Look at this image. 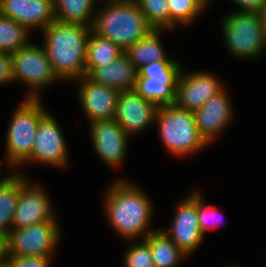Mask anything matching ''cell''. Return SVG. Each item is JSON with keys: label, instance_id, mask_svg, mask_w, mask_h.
<instances>
[{"label": "cell", "instance_id": "6", "mask_svg": "<svg viewBox=\"0 0 266 267\" xmlns=\"http://www.w3.org/2000/svg\"><path fill=\"white\" fill-rule=\"evenodd\" d=\"M226 47L231 54L243 58H257L266 46V27L260 14L234 12L222 21Z\"/></svg>", "mask_w": 266, "mask_h": 267}, {"label": "cell", "instance_id": "21", "mask_svg": "<svg viewBox=\"0 0 266 267\" xmlns=\"http://www.w3.org/2000/svg\"><path fill=\"white\" fill-rule=\"evenodd\" d=\"M96 0H54L55 20L63 23L93 26Z\"/></svg>", "mask_w": 266, "mask_h": 267}, {"label": "cell", "instance_id": "1", "mask_svg": "<svg viewBox=\"0 0 266 267\" xmlns=\"http://www.w3.org/2000/svg\"><path fill=\"white\" fill-rule=\"evenodd\" d=\"M105 212L108 222L120 236L143 240L153 231L148 229L152 216L150 198L133 183L117 180L106 192Z\"/></svg>", "mask_w": 266, "mask_h": 267}, {"label": "cell", "instance_id": "26", "mask_svg": "<svg viewBox=\"0 0 266 267\" xmlns=\"http://www.w3.org/2000/svg\"><path fill=\"white\" fill-rule=\"evenodd\" d=\"M207 0H168L170 29L176 24H188L203 12Z\"/></svg>", "mask_w": 266, "mask_h": 267}, {"label": "cell", "instance_id": "12", "mask_svg": "<svg viewBox=\"0 0 266 267\" xmlns=\"http://www.w3.org/2000/svg\"><path fill=\"white\" fill-rule=\"evenodd\" d=\"M170 226L169 231H163L185 255H190L199 247L204 235L197 217V192L178 205Z\"/></svg>", "mask_w": 266, "mask_h": 267}, {"label": "cell", "instance_id": "27", "mask_svg": "<svg viewBox=\"0 0 266 267\" xmlns=\"http://www.w3.org/2000/svg\"><path fill=\"white\" fill-rule=\"evenodd\" d=\"M179 61H156L137 70V78H150V81H178L182 72Z\"/></svg>", "mask_w": 266, "mask_h": 267}, {"label": "cell", "instance_id": "17", "mask_svg": "<svg viewBox=\"0 0 266 267\" xmlns=\"http://www.w3.org/2000/svg\"><path fill=\"white\" fill-rule=\"evenodd\" d=\"M225 89L194 111L201 136L209 144L227 126L232 118V107Z\"/></svg>", "mask_w": 266, "mask_h": 267}, {"label": "cell", "instance_id": "32", "mask_svg": "<svg viewBox=\"0 0 266 267\" xmlns=\"http://www.w3.org/2000/svg\"><path fill=\"white\" fill-rule=\"evenodd\" d=\"M13 81L14 79L11 54L0 52V84Z\"/></svg>", "mask_w": 266, "mask_h": 267}, {"label": "cell", "instance_id": "30", "mask_svg": "<svg viewBox=\"0 0 266 267\" xmlns=\"http://www.w3.org/2000/svg\"><path fill=\"white\" fill-rule=\"evenodd\" d=\"M202 199L203 198L201 197V195L197 192V217H198L201 232L204 235L206 230H210V229L218 227L220 223L218 222V220L220 218L218 217L219 212L216 210L217 208L211 205L206 206L204 204L205 202Z\"/></svg>", "mask_w": 266, "mask_h": 267}, {"label": "cell", "instance_id": "31", "mask_svg": "<svg viewBox=\"0 0 266 267\" xmlns=\"http://www.w3.org/2000/svg\"><path fill=\"white\" fill-rule=\"evenodd\" d=\"M50 260V257L40 256H7V261L11 264L12 267H50Z\"/></svg>", "mask_w": 266, "mask_h": 267}, {"label": "cell", "instance_id": "18", "mask_svg": "<svg viewBox=\"0 0 266 267\" xmlns=\"http://www.w3.org/2000/svg\"><path fill=\"white\" fill-rule=\"evenodd\" d=\"M137 69L125 52L108 65L94 67L87 76L94 82L113 87L119 91L135 90Z\"/></svg>", "mask_w": 266, "mask_h": 267}, {"label": "cell", "instance_id": "25", "mask_svg": "<svg viewBox=\"0 0 266 267\" xmlns=\"http://www.w3.org/2000/svg\"><path fill=\"white\" fill-rule=\"evenodd\" d=\"M28 31L14 19L0 14V52L11 54L27 45Z\"/></svg>", "mask_w": 266, "mask_h": 267}, {"label": "cell", "instance_id": "19", "mask_svg": "<svg viewBox=\"0 0 266 267\" xmlns=\"http://www.w3.org/2000/svg\"><path fill=\"white\" fill-rule=\"evenodd\" d=\"M162 31L163 30L154 29L146 38H143L132 46H129L124 51L137 70L144 65L156 61L173 60L168 58L162 47L160 40Z\"/></svg>", "mask_w": 266, "mask_h": 267}, {"label": "cell", "instance_id": "7", "mask_svg": "<svg viewBox=\"0 0 266 267\" xmlns=\"http://www.w3.org/2000/svg\"><path fill=\"white\" fill-rule=\"evenodd\" d=\"M13 79L23 81L30 87L28 98L37 99L38 90L59 78L44 47L28 43L11 53ZM38 89V90H37Z\"/></svg>", "mask_w": 266, "mask_h": 267}, {"label": "cell", "instance_id": "11", "mask_svg": "<svg viewBox=\"0 0 266 267\" xmlns=\"http://www.w3.org/2000/svg\"><path fill=\"white\" fill-rule=\"evenodd\" d=\"M223 89L215 75L202 71L188 74L183 72L182 68L174 104L181 109L194 112Z\"/></svg>", "mask_w": 266, "mask_h": 267}, {"label": "cell", "instance_id": "8", "mask_svg": "<svg viewBox=\"0 0 266 267\" xmlns=\"http://www.w3.org/2000/svg\"><path fill=\"white\" fill-rule=\"evenodd\" d=\"M59 232L57 221L13 229L7 237L8 256L51 257L50 254L60 239Z\"/></svg>", "mask_w": 266, "mask_h": 267}, {"label": "cell", "instance_id": "15", "mask_svg": "<svg viewBox=\"0 0 266 267\" xmlns=\"http://www.w3.org/2000/svg\"><path fill=\"white\" fill-rule=\"evenodd\" d=\"M78 79L81 83L79 85L80 102L90 123L113 119L115 117L117 99L120 91L113 87L94 82L87 75Z\"/></svg>", "mask_w": 266, "mask_h": 267}, {"label": "cell", "instance_id": "13", "mask_svg": "<svg viewBox=\"0 0 266 267\" xmlns=\"http://www.w3.org/2000/svg\"><path fill=\"white\" fill-rule=\"evenodd\" d=\"M158 106L143 99L135 90L120 91L114 119L132 135L154 123Z\"/></svg>", "mask_w": 266, "mask_h": 267}, {"label": "cell", "instance_id": "34", "mask_svg": "<svg viewBox=\"0 0 266 267\" xmlns=\"http://www.w3.org/2000/svg\"><path fill=\"white\" fill-rule=\"evenodd\" d=\"M8 247H7V237L0 235V264L7 260Z\"/></svg>", "mask_w": 266, "mask_h": 267}, {"label": "cell", "instance_id": "9", "mask_svg": "<svg viewBox=\"0 0 266 267\" xmlns=\"http://www.w3.org/2000/svg\"><path fill=\"white\" fill-rule=\"evenodd\" d=\"M51 202L41 187L30 185L20 174V193L13 218V229L56 221Z\"/></svg>", "mask_w": 266, "mask_h": 267}, {"label": "cell", "instance_id": "20", "mask_svg": "<svg viewBox=\"0 0 266 267\" xmlns=\"http://www.w3.org/2000/svg\"><path fill=\"white\" fill-rule=\"evenodd\" d=\"M20 193V174H12L0 183V235L8 237Z\"/></svg>", "mask_w": 266, "mask_h": 267}, {"label": "cell", "instance_id": "23", "mask_svg": "<svg viewBox=\"0 0 266 267\" xmlns=\"http://www.w3.org/2000/svg\"><path fill=\"white\" fill-rule=\"evenodd\" d=\"M124 52L110 39L96 34L93 30L89 35L86 50V75L94 68L108 65Z\"/></svg>", "mask_w": 266, "mask_h": 267}, {"label": "cell", "instance_id": "29", "mask_svg": "<svg viewBox=\"0 0 266 267\" xmlns=\"http://www.w3.org/2000/svg\"><path fill=\"white\" fill-rule=\"evenodd\" d=\"M124 256L125 267H156L151 249L144 240L129 247Z\"/></svg>", "mask_w": 266, "mask_h": 267}, {"label": "cell", "instance_id": "3", "mask_svg": "<svg viewBox=\"0 0 266 267\" xmlns=\"http://www.w3.org/2000/svg\"><path fill=\"white\" fill-rule=\"evenodd\" d=\"M103 7L95 14L92 30L124 51L154 30L135 0L107 1Z\"/></svg>", "mask_w": 266, "mask_h": 267}, {"label": "cell", "instance_id": "36", "mask_svg": "<svg viewBox=\"0 0 266 267\" xmlns=\"http://www.w3.org/2000/svg\"><path fill=\"white\" fill-rule=\"evenodd\" d=\"M0 267H12L11 264L6 260L5 262L0 264Z\"/></svg>", "mask_w": 266, "mask_h": 267}, {"label": "cell", "instance_id": "14", "mask_svg": "<svg viewBox=\"0 0 266 267\" xmlns=\"http://www.w3.org/2000/svg\"><path fill=\"white\" fill-rule=\"evenodd\" d=\"M91 137L98 156L108 164L116 166L123 162L129 135L113 119L91 123Z\"/></svg>", "mask_w": 266, "mask_h": 267}, {"label": "cell", "instance_id": "10", "mask_svg": "<svg viewBox=\"0 0 266 267\" xmlns=\"http://www.w3.org/2000/svg\"><path fill=\"white\" fill-rule=\"evenodd\" d=\"M67 155L63 134L54 117L46 112L37 127L31 161L61 168L67 165Z\"/></svg>", "mask_w": 266, "mask_h": 267}, {"label": "cell", "instance_id": "22", "mask_svg": "<svg viewBox=\"0 0 266 267\" xmlns=\"http://www.w3.org/2000/svg\"><path fill=\"white\" fill-rule=\"evenodd\" d=\"M144 241L151 249L156 267H176L186 256L162 229L151 232Z\"/></svg>", "mask_w": 266, "mask_h": 267}, {"label": "cell", "instance_id": "35", "mask_svg": "<svg viewBox=\"0 0 266 267\" xmlns=\"http://www.w3.org/2000/svg\"><path fill=\"white\" fill-rule=\"evenodd\" d=\"M259 14L266 27V2L264 3L261 10L259 11Z\"/></svg>", "mask_w": 266, "mask_h": 267}, {"label": "cell", "instance_id": "2", "mask_svg": "<svg viewBox=\"0 0 266 267\" xmlns=\"http://www.w3.org/2000/svg\"><path fill=\"white\" fill-rule=\"evenodd\" d=\"M92 27L54 21L44 29L47 56L59 79H75L86 75L87 41Z\"/></svg>", "mask_w": 266, "mask_h": 267}, {"label": "cell", "instance_id": "4", "mask_svg": "<svg viewBox=\"0 0 266 267\" xmlns=\"http://www.w3.org/2000/svg\"><path fill=\"white\" fill-rule=\"evenodd\" d=\"M155 122L165 147L175 155L191 154L208 145L197 128L192 111L175 104L159 106Z\"/></svg>", "mask_w": 266, "mask_h": 267}, {"label": "cell", "instance_id": "24", "mask_svg": "<svg viewBox=\"0 0 266 267\" xmlns=\"http://www.w3.org/2000/svg\"><path fill=\"white\" fill-rule=\"evenodd\" d=\"M178 81H150V78H137L135 91L145 100L158 107L175 103Z\"/></svg>", "mask_w": 266, "mask_h": 267}, {"label": "cell", "instance_id": "16", "mask_svg": "<svg viewBox=\"0 0 266 267\" xmlns=\"http://www.w3.org/2000/svg\"><path fill=\"white\" fill-rule=\"evenodd\" d=\"M0 14L10 17L29 31L46 29L55 21L54 0H2Z\"/></svg>", "mask_w": 266, "mask_h": 267}, {"label": "cell", "instance_id": "37", "mask_svg": "<svg viewBox=\"0 0 266 267\" xmlns=\"http://www.w3.org/2000/svg\"><path fill=\"white\" fill-rule=\"evenodd\" d=\"M0 167H1V161H0ZM5 179H6V178H3V179L1 178V179H0V183L3 182Z\"/></svg>", "mask_w": 266, "mask_h": 267}, {"label": "cell", "instance_id": "28", "mask_svg": "<svg viewBox=\"0 0 266 267\" xmlns=\"http://www.w3.org/2000/svg\"><path fill=\"white\" fill-rule=\"evenodd\" d=\"M148 23L155 30L170 29L168 0H135Z\"/></svg>", "mask_w": 266, "mask_h": 267}, {"label": "cell", "instance_id": "33", "mask_svg": "<svg viewBox=\"0 0 266 267\" xmlns=\"http://www.w3.org/2000/svg\"><path fill=\"white\" fill-rule=\"evenodd\" d=\"M240 6V12L259 13L266 0H232Z\"/></svg>", "mask_w": 266, "mask_h": 267}, {"label": "cell", "instance_id": "5", "mask_svg": "<svg viewBox=\"0 0 266 267\" xmlns=\"http://www.w3.org/2000/svg\"><path fill=\"white\" fill-rule=\"evenodd\" d=\"M40 103L39 98H27L13 113L6 136V158L10 166L31 162L37 127L47 112Z\"/></svg>", "mask_w": 266, "mask_h": 267}]
</instances>
